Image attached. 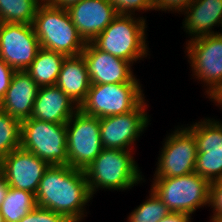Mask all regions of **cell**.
I'll return each mask as SVG.
<instances>
[{
    "instance_id": "1",
    "label": "cell",
    "mask_w": 222,
    "mask_h": 222,
    "mask_svg": "<svg viewBox=\"0 0 222 222\" xmlns=\"http://www.w3.org/2000/svg\"><path fill=\"white\" fill-rule=\"evenodd\" d=\"M35 196L37 206L61 214L69 222L82 221L92 199L84 170L69 165L49 166Z\"/></svg>"
},
{
    "instance_id": "2",
    "label": "cell",
    "mask_w": 222,
    "mask_h": 222,
    "mask_svg": "<svg viewBox=\"0 0 222 222\" xmlns=\"http://www.w3.org/2000/svg\"><path fill=\"white\" fill-rule=\"evenodd\" d=\"M33 28L40 47L67 56L81 55L86 42L73 24L67 8L56 7L45 0L38 6Z\"/></svg>"
},
{
    "instance_id": "3",
    "label": "cell",
    "mask_w": 222,
    "mask_h": 222,
    "mask_svg": "<svg viewBox=\"0 0 222 222\" xmlns=\"http://www.w3.org/2000/svg\"><path fill=\"white\" fill-rule=\"evenodd\" d=\"M133 150L103 148L101 153L84 170L89 191L93 197L97 189L128 190L144 178Z\"/></svg>"
},
{
    "instance_id": "4",
    "label": "cell",
    "mask_w": 222,
    "mask_h": 222,
    "mask_svg": "<svg viewBox=\"0 0 222 222\" xmlns=\"http://www.w3.org/2000/svg\"><path fill=\"white\" fill-rule=\"evenodd\" d=\"M146 26L144 17L118 14L92 43L98 49L133 64L149 55Z\"/></svg>"
},
{
    "instance_id": "5",
    "label": "cell",
    "mask_w": 222,
    "mask_h": 222,
    "mask_svg": "<svg viewBox=\"0 0 222 222\" xmlns=\"http://www.w3.org/2000/svg\"><path fill=\"white\" fill-rule=\"evenodd\" d=\"M153 184V185H152ZM151 190L170 212L193 214L209 205L210 182L193 172L170 178H153Z\"/></svg>"
},
{
    "instance_id": "6",
    "label": "cell",
    "mask_w": 222,
    "mask_h": 222,
    "mask_svg": "<svg viewBox=\"0 0 222 222\" xmlns=\"http://www.w3.org/2000/svg\"><path fill=\"white\" fill-rule=\"evenodd\" d=\"M20 147L49 166L68 165L66 124L29 118L21 121Z\"/></svg>"
},
{
    "instance_id": "7",
    "label": "cell",
    "mask_w": 222,
    "mask_h": 222,
    "mask_svg": "<svg viewBox=\"0 0 222 222\" xmlns=\"http://www.w3.org/2000/svg\"><path fill=\"white\" fill-rule=\"evenodd\" d=\"M141 86L139 81L91 84L87 97L79 109L98 118L126 114L145 99Z\"/></svg>"
},
{
    "instance_id": "8",
    "label": "cell",
    "mask_w": 222,
    "mask_h": 222,
    "mask_svg": "<svg viewBox=\"0 0 222 222\" xmlns=\"http://www.w3.org/2000/svg\"><path fill=\"white\" fill-rule=\"evenodd\" d=\"M68 165L85 170L103 149L100 120L78 109L66 123Z\"/></svg>"
},
{
    "instance_id": "9",
    "label": "cell",
    "mask_w": 222,
    "mask_h": 222,
    "mask_svg": "<svg viewBox=\"0 0 222 222\" xmlns=\"http://www.w3.org/2000/svg\"><path fill=\"white\" fill-rule=\"evenodd\" d=\"M186 45L194 78L207 86L208 95L222 84V32L189 39Z\"/></svg>"
},
{
    "instance_id": "10",
    "label": "cell",
    "mask_w": 222,
    "mask_h": 222,
    "mask_svg": "<svg viewBox=\"0 0 222 222\" xmlns=\"http://www.w3.org/2000/svg\"><path fill=\"white\" fill-rule=\"evenodd\" d=\"M181 127L164 139L154 178L185 176L195 171L197 142L186 127Z\"/></svg>"
},
{
    "instance_id": "11",
    "label": "cell",
    "mask_w": 222,
    "mask_h": 222,
    "mask_svg": "<svg viewBox=\"0 0 222 222\" xmlns=\"http://www.w3.org/2000/svg\"><path fill=\"white\" fill-rule=\"evenodd\" d=\"M186 128L197 142L194 172L210 183L222 179V123L205 118Z\"/></svg>"
},
{
    "instance_id": "12",
    "label": "cell",
    "mask_w": 222,
    "mask_h": 222,
    "mask_svg": "<svg viewBox=\"0 0 222 222\" xmlns=\"http://www.w3.org/2000/svg\"><path fill=\"white\" fill-rule=\"evenodd\" d=\"M40 43L32 24L2 23L0 59L15 71H26L36 58Z\"/></svg>"
},
{
    "instance_id": "13",
    "label": "cell",
    "mask_w": 222,
    "mask_h": 222,
    "mask_svg": "<svg viewBox=\"0 0 222 222\" xmlns=\"http://www.w3.org/2000/svg\"><path fill=\"white\" fill-rule=\"evenodd\" d=\"M144 99L134 110L119 115L106 116L100 120V137L103 148L133 150L132 144L149 125ZM131 147V148H130Z\"/></svg>"
},
{
    "instance_id": "14",
    "label": "cell",
    "mask_w": 222,
    "mask_h": 222,
    "mask_svg": "<svg viewBox=\"0 0 222 222\" xmlns=\"http://www.w3.org/2000/svg\"><path fill=\"white\" fill-rule=\"evenodd\" d=\"M91 84H116L139 81L133 75V64L98 49L92 42H87L81 53Z\"/></svg>"
},
{
    "instance_id": "15",
    "label": "cell",
    "mask_w": 222,
    "mask_h": 222,
    "mask_svg": "<svg viewBox=\"0 0 222 222\" xmlns=\"http://www.w3.org/2000/svg\"><path fill=\"white\" fill-rule=\"evenodd\" d=\"M3 178L12 188L36 194L49 165L32 152L17 148L2 159Z\"/></svg>"
},
{
    "instance_id": "16",
    "label": "cell",
    "mask_w": 222,
    "mask_h": 222,
    "mask_svg": "<svg viewBox=\"0 0 222 222\" xmlns=\"http://www.w3.org/2000/svg\"><path fill=\"white\" fill-rule=\"evenodd\" d=\"M67 10L86 43L92 42L118 15L108 0H82Z\"/></svg>"
},
{
    "instance_id": "17",
    "label": "cell",
    "mask_w": 222,
    "mask_h": 222,
    "mask_svg": "<svg viewBox=\"0 0 222 222\" xmlns=\"http://www.w3.org/2000/svg\"><path fill=\"white\" fill-rule=\"evenodd\" d=\"M79 109L57 85L41 86L30 118L56 124H66Z\"/></svg>"
},
{
    "instance_id": "18",
    "label": "cell",
    "mask_w": 222,
    "mask_h": 222,
    "mask_svg": "<svg viewBox=\"0 0 222 222\" xmlns=\"http://www.w3.org/2000/svg\"><path fill=\"white\" fill-rule=\"evenodd\" d=\"M39 88L26 71H16L0 101V110L20 121L29 119Z\"/></svg>"
},
{
    "instance_id": "19",
    "label": "cell",
    "mask_w": 222,
    "mask_h": 222,
    "mask_svg": "<svg viewBox=\"0 0 222 222\" xmlns=\"http://www.w3.org/2000/svg\"><path fill=\"white\" fill-rule=\"evenodd\" d=\"M182 14L186 15L182 23L190 39L219 34L212 28L216 25L222 27V0H194Z\"/></svg>"
},
{
    "instance_id": "20",
    "label": "cell",
    "mask_w": 222,
    "mask_h": 222,
    "mask_svg": "<svg viewBox=\"0 0 222 222\" xmlns=\"http://www.w3.org/2000/svg\"><path fill=\"white\" fill-rule=\"evenodd\" d=\"M56 85L80 107L91 86L82 55L65 57Z\"/></svg>"
},
{
    "instance_id": "21",
    "label": "cell",
    "mask_w": 222,
    "mask_h": 222,
    "mask_svg": "<svg viewBox=\"0 0 222 222\" xmlns=\"http://www.w3.org/2000/svg\"><path fill=\"white\" fill-rule=\"evenodd\" d=\"M65 55L40 48L26 72L41 86L56 85Z\"/></svg>"
},
{
    "instance_id": "22",
    "label": "cell",
    "mask_w": 222,
    "mask_h": 222,
    "mask_svg": "<svg viewBox=\"0 0 222 222\" xmlns=\"http://www.w3.org/2000/svg\"><path fill=\"white\" fill-rule=\"evenodd\" d=\"M37 206L34 193L9 186L6 198L0 206L4 222H19Z\"/></svg>"
},
{
    "instance_id": "23",
    "label": "cell",
    "mask_w": 222,
    "mask_h": 222,
    "mask_svg": "<svg viewBox=\"0 0 222 222\" xmlns=\"http://www.w3.org/2000/svg\"><path fill=\"white\" fill-rule=\"evenodd\" d=\"M44 0H0L2 23L32 24L38 6Z\"/></svg>"
},
{
    "instance_id": "24",
    "label": "cell",
    "mask_w": 222,
    "mask_h": 222,
    "mask_svg": "<svg viewBox=\"0 0 222 222\" xmlns=\"http://www.w3.org/2000/svg\"><path fill=\"white\" fill-rule=\"evenodd\" d=\"M21 121L0 110V160L20 148Z\"/></svg>"
},
{
    "instance_id": "25",
    "label": "cell",
    "mask_w": 222,
    "mask_h": 222,
    "mask_svg": "<svg viewBox=\"0 0 222 222\" xmlns=\"http://www.w3.org/2000/svg\"><path fill=\"white\" fill-rule=\"evenodd\" d=\"M149 198L135 208L128 216V222H158L170 210L151 190Z\"/></svg>"
},
{
    "instance_id": "26",
    "label": "cell",
    "mask_w": 222,
    "mask_h": 222,
    "mask_svg": "<svg viewBox=\"0 0 222 222\" xmlns=\"http://www.w3.org/2000/svg\"><path fill=\"white\" fill-rule=\"evenodd\" d=\"M117 14L135 15V11L155 10L153 0H108ZM134 13V14H133Z\"/></svg>"
},
{
    "instance_id": "27",
    "label": "cell",
    "mask_w": 222,
    "mask_h": 222,
    "mask_svg": "<svg viewBox=\"0 0 222 222\" xmlns=\"http://www.w3.org/2000/svg\"><path fill=\"white\" fill-rule=\"evenodd\" d=\"M19 222H69L63 215L49 209L36 206Z\"/></svg>"
},
{
    "instance_id": "28",
    "label": "cell",
    "mask_w": 222,
    "mask_h": 222,
    "mask_svg": "<svg viewBox=\"0 0 222 222\" xmlns=\"http://www.w3.org/2000/svg\"><path fill=\"white\" fill-rule=\"evenodd\" d=\"M209 206L213 208V215L210 222H214L222 216V179L210 183Z\"/></svg>"
},
{
    "instance_id": "29",
    "label": "cell",
    "mask_w": 222,
    "mask_h": 222,
    "mask_svg": "<svg viewBox=\"0 0 222 222\" xmlns=\"http://www.w3.org/2000/svg\"><path fill=\"white\" fill-rule=\"evenodd\" d=\"M194 0H153L155 10L182 12L184 11Z\"/></svg>"
},
{
    "instance_id": "30",
    "label": "cell",
    "mask_w": 222,
    "mask_h": 222,
    "mask_svg": "<svg viewBox=\"0 0 222 222\" xmlns=\"http://www.w3.org/2000/svg\"><path fill=\"white\" fill-rule=\"evenodd\" d=\"M16 71L0 59V101L10 87L12 77Z\"/></svg>"
},
{
    "instance_id": "31",
    "label": "cell",
    "mask_w": 222,
    "mask_h": 222,
    "mask_svg": "<svg viewBox=\"0 0 222 222\" xmlns=\"http://www.w3.org/2000/svg\"><path fill=\"white\" fill-rule=\"evenodd\" d=\"M158 222H191V215L185 213L170 212Z\"/></svg>"
},
{
    "instance_id": "32",
    "label": "cell",
    "mask_w": 222,
    "mask_h": 222,
    "mask_svg": "<svg viewBox=\"0 0 222 222\" xmlns=\"http://www.w3.org/2000/svg\"><path fill=\"white\" fill-rule=\"evenodd\" d=\"M208 96L211 101H214L215 104L218 103L216 105L218 107L220 105V108H222V84L218 85L211 93L207 95V97Z\"/></svg>"
},
{
    "instance_id": "33",
    "label": "cell",
    "mask_w": 222,
    "mask_h": 222,
    "mask_svg": "<svg viewBox=\"0 0 222 222\" xmlns=\"http://www.w3.org/2000/svg\"><path fill=\"white\" fill-rule=\"evenodd\" d=\"M45 1L56 7L67 8L70 5L80 2L82 0H45Z\"/></svg>"
},
{
    "instance_id": "34",
    "label": "cell",
    "mask_w": 222,
    "mask_h": 222,
    "mask_svg": "<svg viewBox=\"0 0 222 222\" xmlns=\"http://www.w3.org/2000/svg\"><path fill=\"white\" fill-rule=\"evenodd\" d=\"M8 190H9V185L7 181L4 178L0 179V206L4 201V199L6 198Z\"/></svg>"
},
{
    "instance_id": "35",
    "label": "cell",
    "mask_w": 222,
    "mask_h": 222,
    "mask_svg": "<svg viewBox=\"0 0 222 222\" xmlns=\"http://www.w3.org/2000/svg\"><path fill=\"white\" fill-rule=\"evenodd\" d=\"M3 178V164H2V160H0V179Z\"/></svg>"
},
{
    "instance_id": "36",
    "label": "cell",
    "mask_w": 222,
    "mask_h": 222,
    "mask_svg": "<svg viewBox=\"0 0 222 222\" xmlns=\"http://www.w3.org/2000/svg\"><path fill=\"white\" fill-rule=\"evenodd\" d=\"M214 222H222V216L217 218Z\"/></svg>"
},
{
    "instance_id": "37",
    "label": "cell",
    "mask_w": 222,
    "mask_h": 222,
    "mask_svg": "<svg viewBox=\"0 0 222 222\" xmlns=\"http://www.w3.org/2000/svg\"><path fill=\"white\" fill-rule=\"evenodd\" d=\"M0 222H4L1 211H0Z\"/></svg>"
}]
</instances>
